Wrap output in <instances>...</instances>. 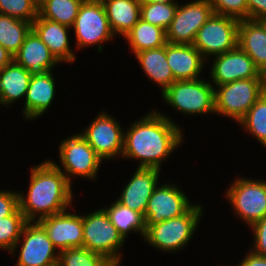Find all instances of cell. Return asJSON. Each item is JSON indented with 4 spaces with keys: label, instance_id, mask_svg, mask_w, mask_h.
I'll return each instance as SVG.
<instances>
[{
    "label": "cell",
    "instance_id": "6da1fadb",
    "mask_svg": "<svg viewBox=\"0 0 266 266\" xmlns=\"http://www.w3.org/2000/svg\"><path fill=\"white\" fill-rule=\"evenodd\" d=\"M181 142L182 134L176 124L154 111L124 133L122 156L140 159L139 167L160 170L161 161Z\"/></svg>",
    "mask_w": 266,
    "mask_h": 266
},
{
    "label": "cell",
    "instance_id": "8992f818",
    "mask_svg": "<svg viewBox=\"0 0 266 266\" xmlns=\"http://www.w3.org/2000/svg\"><path fill=\"white\" fill-rule=\"evenodd\" d=\"M214 88L205 80H179L162 94L163 99L178 111L189 114L215 112Z\"/></svg>",
    "mask_w": 266,
    "mask_h": 266
},
{
    "label": "cell",
    "instance_id": "7a4b0ae2",
    "mask_svg": "<svg viewBox=\"0 0 266 266\" xmlns=\"http://www.w3.org/2000/svg\"><path fill=\"white\" fill-rule=\"evenodd\" d=\"M66 174L52 161L31 169L27 197L19 194V209L27 221L33 222L38 213L37 220L66 211L73 196Z\"/></svg>",
    "mask_w": 266,
    "mask_h": 266
},
{
    "label": "cell",
    "instance_id": "44dd1931",
    "mask_svg": "<svg viewBox=\"0 0 266 266\" xmlns=\"http://www.w3.org/2000/svg\"><path fill=\"white\" fill-rule=\"evenodd\" d=\"M69 28L58 22L41 18L39 15L32 22V30L46 44L58 62H72L75 59L69 47L67 36Z\"/></svg>",
    "mask_w": 266,
    "mask_h": 266
},
{
    "label": "cell",
    "instance_id": "1f68e13d",
    "mask_svg": "<svg viewBox=\"0 0 266 266\" xmlns=\"http://www.w3.org/2000/svg\"><path fill=\"white\" fill-rule=\"evenodd\" d=\"M238 123L266 147V96L262 94Z\"/></svg>",
    "mask_w": 266,
    "mask_h": 266
},
{
    "label": "cell",
    "instance_id": "7402d4cb",
    "mask_svg": "<svg viewBox=\"0 0 266 266\" xmlns=\"http://www.w3.org/2000/svg\"><path fill=\"white\" fill-rule=\"evenodd\" d=\"M52 71L33 73L27 93L23 114L27 119L37 118L43 114L52 103L55 93L54 77Z\"/></svg>",
    "mask_w": 266,
    "mask_h": 266
},
{
    "label": "cell",
    "instance_id": "cb8c5ba5",
    "mask_svg": "<svg viewBox=\"0 0 266 266\" xmlns=\"http://www.w3.org/2000/svg\"><path fill=\"white\" fill-rule=\"evenodd\" d=\"M32 72L14 60L0 70V103L10 104L26 96Z\"/></svg>",
    "mask_w": 266,
    "mask_h": 266
},
{
    "label": "cell",
    "instance_id": "d6986e66",
    "mask_svg": "<svg viewBox=\"0 0 266 266\" xmlns=\"http://www.w3.org/2000/svg\"><path fill=\"white\" fill-rule=\"evenodd\" d=\"M237 45L253 60L262 73L266 70V23L263 20H241Z\"/></svg>",
    "mask_w": 266,
    "mask_h": 266
},
{
    "label": "cell",
    "instance_id": "9c48e42d",
    "mask_svg": "<svg viewBox=\"0 0 266 266\" xmlns=\"http://www.w3.org/2000/svg\"><path fill=\"white\" fill-rule=\"evenodd\" d=\"M238 215L252 226L266 216V181L238 179L227 192Z\"/></svg>",
    "mask_w": 266,
    "mask_h": 266
},
{
    "label": "cell",
    "instance_id": "e0dca14e",
    "mask_svg": "<svg viewBox=\"0 0 266 266\" xmlns=\"http://www.w3.org/2000/svg\"><path fill=\"white\" fill-rule=\"evenodd\" d=\"M159 172L155 168L138 167L117 201L144 215L148 200L157 187Z\"/></svg>",
    "mask_w": 266,
    "mask_h": 266
},
{
    "label": "cell",
    "instance_id": "836d02e7",
    "mask_svg": "<svg viewBox=\"0 0 266 266\" xmlns=\"http://www.w3.org/2000/svg\"><path fill=\"white\" fill-rule=\"evenodd\" d=\"M39 0H0V14L27 22L38 16Z\"/></svg>",
    "mask_w": 266,
    "mask_h": 266
},
{
    "label": "cell",
    "instance_id": "5bb4252c",
    "mask_svg": "<svg viewBox=\"0 0 266 266\" xmlns=\"http://www.w3.org/2000/svg\"><path fill=\"white\" fill-rule=\"evenodd\" d=\"M33 223L28 221L22 230L24 239L16 266H46L58 260L56 248L43 227L37 221Z\"/></svg>",
    "mask_w": 266,
    "mask_h": 266
},
{
    "label": "cell",
    "instance_id": "ba28073f",
    "mask_svg": "<svg viewBox=\"0 0 266 266\" xmlns=\"http://www.w3.org/2000/svg\"><path fill=\"white\" fill-rule=\"evenodd\" d=\"M72 28L78 47L100 45L114 36L101 0H84Z\"/></svg>",
    "mask_w": 266,
    "mask_h": 266
},
{
    "label": "cell",
    "instance_id": "8d00e7d4",
    "mask_svg": "<svg viewBox=\"0 0 266 266\" xmlns=\"http://www.w3.org/2000/svg\"><path fill=\"white\" fill-rule=\"evenodd\" d=\"M251 227L255 236V251L252 250V252L266 257V216Z\"/></svg>",
    "mask_w": 266,
    "mask_h": 266
},
{
    "label": "cell",
    "instance_id": "30bf717a",
    "mask_svg": "<svg viewBox=\"0 0 266 266\" xmlns=\"http://www.w3.org/2000/svg\"><path fill=\"white\" fill-rule=\"evenodd\" d=\"M212 14L209 0H197L177 6L174 18L166 30L167 43L193 44L196 33Z\"/></svg>",
    "mask_w": 266,
    "mask_h": 266
},
{
    "label": "cell",
    "instance_id": "603a6c76",
    "mask_svg": "<svg viewBox=\"0 0 266 266\" xmlns=\"http://www.w3.org/2000/svg\"><path fill=\"white\" fill-rule=\"evenodd\" d=\"M113 34L125 36L140 20L139 0H101Z\"/></svg>",
    "mask_w": 266,
    "mask_h": 266
},
{
    "label": "cell",
    "instance_id": "277c9868",
    "mask_svg": "<svg viewBox=\"0 0 266 266\" xmlns=\"http://www.w3.org/2000/svg\"><path fill=\"white\" fill-rule=\"evenodd\" d=\"M202 215L200 204L193 205L185 214L151 225L144 238L162 251H177L191 239Z\"/></svg>",
    "mask_w": 266,
    "mask_h": 266
},
{
    "label": "cell",
    "instance_id": "7c38bea8",
    "mask_svg": "<svg viewBox=\"0 0 266 266\" xmlns=\"http://www.w3.org/2000/svg\"><path fill=\"white\" fill-rule=\"evenodd\" d=\"M191 207L186 195L177 187L168 184L156 187L144 213L146 230L151 225L185 214Z\"/></svg>",
    "mask_w": 266,
    "mask_h": 266
},
{
    "label": "cell",
    "instance_id": "d6a6232c",
    "mask_svg": "<svg viewBox=\"0 0 266 266\" xmlns=\"http://www.w3.org/2000/svg\"><path fill=\"white\" fill-rule=\"evenodd\" d=\"M177 3H141L140 19L167 30L174 18Z\"/></svg>",
    "mask_w": 266,
    "mask_h": 266
},
{
    "label": "cell",
    "instance_id": "4dcf8cb0",
    "mask_svg": "<svg viewBox=\"0 0 266 266\" xmlns=\"http://www.w3.org/2000/svg\"><path fill=\"white\" fill-rule=\"evenodd\" d=\"M28 221L18 209L13 215L0 219V247L11 253L15 251L21 237L22 230Z\"/></svg>",
    "mask_w": 266,
    "mask_h": 266
},
{
    "label": "cell",
    "instance_id": "4316f807",
    "mask_svg": "<svg viewBox=\"0 0 266 266\" xmlns=\"http://www.w3.org/2000/svg\"><path fill=\"white\" fill-rule=\"evenodd\" d=\"M31 30L32 22L0 14V45L13 56Z\"/></svg>",
    "mask_w": 266,
    "mask_h": 266
},
{
    "label": "cell",
    "instance_id": "ac0fdd59",
    "mask_svg": "<svg viewBox=\"0 0 266 266\" xmlns=\"http://www.w3.org/2000/svg\"><path fill=\"white\" fill-rule=\"evenodd\" d=\"M166 57L175 81L196 80L201 73L204 59L192 44H166Z\"/></svg>",
    "mask_w": 266,
    "mask_h": 266
},
{
    "label": "cell",
    "instance_id": "60d3db41",
    "mask_svg": "<svg viewBox=\"0 0 266 266\" xmlns=\"http://www.w3.org/2000/svg\"><path fill=\"white\" fill-rule=\"evenodd\" d=\"M141 3H173L172 0H139Z\"/></svg>",
    "mask_w": 266,
    "mask_h": 266
},
{
    "label": "cell",
    "instance_id": "7bdbcfd3",
    "mask_svg": "<svg viewBox=\"0 0 266 266\" xmlns=\"http://www.w3.org/2000/svg\"><path fill=\"white\" fill-rule=\"evenodd\" d=\"M46 266H61V265H60L59 261L56 260V261H54V262H52L50 264H47Z\"/></svg>",
    "mask_w": 266,
    "mask_h": 266
},
{
    "label": "cell",
    "instance_id": "8fae6325",
    "mask_svg": "<svg viewBox=\"0 0 266 266\" xmlns=\"http://www.w3.org/2000/svg\"><path fill=\"white\" fill-rule=\"evenodd\" d=\"M120 124L106 113L98 115L81 135L103 159H111L123 153L124 132Z\"/></svg>",
    "mask_w": 266,
    "mask_h": 266
},
{
    "label": "cell",
    "instance_id": "ffe728a7",
    "mask_svg": "<svg viewBox=\"0 0 266 266\" xmlns=\"http://www.w3.org/2000/svg\"><path fill=\"white\" fill-rule=\"evenodd\" d=\"M13 60L32 73L51 71L58 63L46 44L31 30Z\"/></svg>",
    "mask_w": 266,
    "mask_h": 266
},
{
    "label": "cell",
    "instance_id": "4fadbf2b",
    "mask_svg": "<svg viewBox=\"0 0 266 266\" xmlns=\"http://www.w3.org/2000/svg\"><path fill=\"white\" fill-rule=\"evenodd\" d=\"M60 160L68 175L95 178L102 159L79 133L62 141Z\"/></svg>",
    "mask_w": 266,
    "mask_h": 266
},
{
    "label": "cell",
    "instance_id": "b9f144b4",
    "mask_svg": "<svg viewBox=\"0 0 266 266\" xmlns=\"http://www.w3.org/2000/svg\"><path fill=\"white\" fill-rule=\"evenodd\" d=\"M261 76H262V89H263V95L266 96V70H264V71L261 73Z\"/></svg>",
    "mask_w": 266,
    "mask_h": 266
},
{
    "label": "cell",
    "instance_id": "f546056e",
    "mask_svg": "<svg viewBox=\"0 0 266 266\" xmlns=\"http://www.w3.org/2000/svg\"><path fill=\"white\" fill-rule=\"evenodd\" d=\"M61 266H115L106 257L85 247H75L57 252Z\"/></svg>",
    "mask_w": 266,
    "mask_h": 266
},
{
    "label": "cell",
    "instance_id": "f35d334b",
    "mask_svg": "<svg viewBox=\"0 0 266 266\" xmlns=\"http://www.w3.org/2000/svg\"><path fill=\"white\" fill-rule=\"evenodd\" d=\"M250 252L238 266H266V257Z\"/></svg>",
    "mask_w": 266,
    "mask_h": 266
},
{
    "label": "cell",
    "instance_id": "ab89813d",
    "mask_svg": "<svg viewBox=\"0 0 266 266\" xmlns=\"http://www.w3.org/2000/svg\"><path fill=\"white\" fill-rule=\"evenodd\" d=\"M13 61V55L0 45V70Z\"/></svg>",
    "mask_w": 266,
    "mask_h": 266
},
{
    "label": "cell",
    "instance_id": "5b68a950",
    "mask_svg": "<svg viewBox=\"0 0 266 266\" xmlns=\"http://www.w3.org/2000/svg\"><path fill=\"white\" fill-rule=\"evenodd\" d=\"M214 91L215 113L240 121L263 94L262 78L236 80Z\"/></svg>",
    "mask_w": 266,
    "mask_h": 266
},
{
    "label": "cell",
    "instance_id": "484cf974",
    "mask_svg": "<svg viewBox=\"0 0 266 266\" xmlns=\"http://www.w3.org/2000/svg\"><path fill=\"white\" fill-rule=\"evenodd\" d=\"M124 37L128 40L130 48L135 54L167 44L166 30L142 19Z\"/></svg>",
    "mask_w": 266,
    "mask_h": 266
},
{
    "label": "cell",
    "instance_id": "d4e9b609",
    "mask_svg": "<svg viewBox=\"0 0 266 266\" xmlns=\"http://www.w3.org/2000/svg\"><path fill=\"white\" fill-rule=\"evenodd\" d=\"M135 56L148 77L159 86L161 85L162 93L175 82L167 62L166 45L141 51L136 53Z\"/></svg>",
    "mask_w": 266,
    "mask_h": 266
},
{
    "label": "cell",
    "instance_id": "74e56055",
    "mask_svg": "<svg viewBox=\"0 0 266 266\" xmlns=\"http://www.w3.org/2000/svg\"><path fill=\"white\" fill-rule=\"evenodd\" d=\"M248 19L265 20L266 19V0H247Z\"/></svg>",
    "mask_w": 266,
    "mask_h": 266
},
{
    "label": "cell",
    "instance_id": "83f0119b",
    "mask_svg": "<svg viewBox=\"0 0 266 266\" xmlns=\"http://www.w3.org/2000/svg\"><path fill=\"white\" fill-rule=\"evenodd\" d=\"M84 0H39L38 15L72 27Z\"/></svg>",
    "mask_w": 266,
    "mask_h": 266
},
{
    "label": "cell",
    "instance_id": "e575fe53",
    "mask_svg": "<svg viewBox=\"0 0 266 266\" xmlns=\"http://www.w3.org/2000/svg\"><path fill=\"white\" fill-rule=\"evenodd\" d=\"M214 14L232 17L239 21L248 19L247 0H209Z\"/></svg>",
    "mask_w": 266,
    "mask_h": 266
},
{
    "label": "cell",
    "instance_id": "2e32d148",
    "mask_svg": "<svg viewBox=\"0 0 266 266\" xmlns=\"http://www.w3.org/2000/svg\"><path fill=\"white\" fill-rule=\"evenodd\" d=\"M53 246L60 250L83 247V216L66 211L36 220Z\"/></svg>",
    "mask_w": 266,
    "mask_h": 266
},
{
    "label": "cell",
    "instance_id": "d590c367",
    "mask_svg": "<svg viewBox=\"0 0 266 266\" xmlns=\"http://www.w3.org/2000/svg\"><path fill=\"white\" fill-rule=\"evenodd\" d=\"M19 209V193L0 191V219L13 215Z\"/></svg>",
    "mask_w": 266,
    "mask_h": 266
},
{
    "label": "cell",
    "instance_id": "3957f363",
    "mask_svg": "<svg viewBox=\"0 0 266 266\" xmlns=\"http://www.w3.org/2000/svg\"><path fill=\"white\" fill-rule=\"evenodd\" d=\"M123 242V237L111 223L104 209L83 216V247L119 266L121 255L117 250Z\"/></svg>",
    "mask_w": 266,
    "mask_h": 266
},
{
    "label": "cell",
    "instance_id": "f1b7e54d",
    "mask_svg": "<svg viewBox=\"0 0 266 266\" xmlns=\"http://www.w3.org/2000/svg\"><path fill=\"white\" fill-rule=\"evenodd\" d=\"M103 209L123 239L131 230L139 231L143 237L145 236L146 227L143 214L120 204L117 200L108 209Z\"/></svg>",
    "mask_w": 266,
    "mask_h": 266
},
{
    "label": "cell",
    "instance_id": "9a60e30c",
    "mask_svg": "<svg viewBox=\"0 0 266 266\" xmlns=\"http://www.w3.org/2000/svg\"><path fill=\"white\" fill-rule=\"evenodd\" d=\"M214 60L211 77L217 86L241 79L262 78L253 60L238 45L215 56Z\"/></svg>",
    "mask_w": 266,
    "mask_h": 266
},
{
    "label": "cell",
    "instance_id": "52a82bcc",
    "mask_svg": "<svg viewBox=\"0 0 266 266\" xmlns=\"http://www.w3.org/2000/svg\"><path fill=\"white\" fill-rule=\"evenodd\" d=\"M239 20L212 14L196 33L193 46L202 56L221 55L237 46Z\"/></svg>",
    "mask_w": 266,
    "mask_h": 266
}]
</instances>
